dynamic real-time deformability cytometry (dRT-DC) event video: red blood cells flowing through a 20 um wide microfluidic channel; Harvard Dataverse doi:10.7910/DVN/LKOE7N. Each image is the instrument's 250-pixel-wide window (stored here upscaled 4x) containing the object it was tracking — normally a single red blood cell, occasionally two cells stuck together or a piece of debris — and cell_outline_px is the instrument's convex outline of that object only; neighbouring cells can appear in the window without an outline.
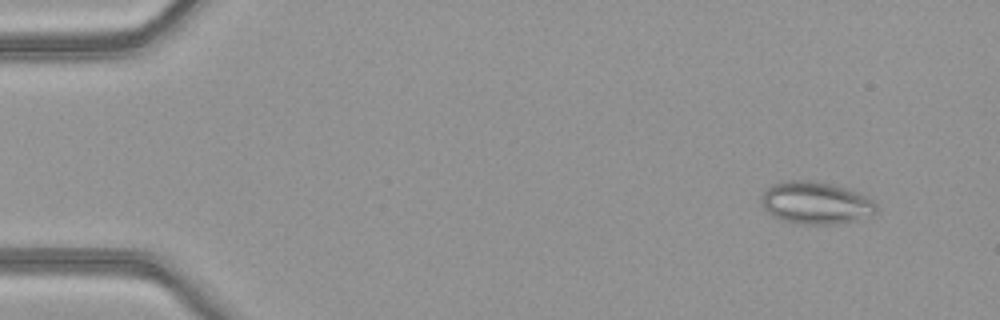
{"species": "common noctule bat (a hibernating species)", "species_latin": "Nyctalus noctula", "temperature_condition": "warm", "stored_images_in_passage": 7, "camera_frame_rate_fps": 3000, "um_per_image_px": 0.085, "animal": {"sex": "female", "body_mass_g": 21.9}, "frame": {"image": 1, "passage_image": 4, "time_ms": 1.0, "image_size_px": [1000, 320], "cell_outline_px": [[876, 212], [872, 216], [856, 220], [836, 224], [804, 224], [784, 220], [772, 216], [764, 208], [760, 200], [764, 192], [772, 184], [784, 180], [812, 180], [832, 184], [848, 188], [860, 192], [872, 200], [876, 204]], "centroid_in_image_um": [69.36, 17.23], "position_along_channel_um": 15.6, "area_um2": 28.55}}